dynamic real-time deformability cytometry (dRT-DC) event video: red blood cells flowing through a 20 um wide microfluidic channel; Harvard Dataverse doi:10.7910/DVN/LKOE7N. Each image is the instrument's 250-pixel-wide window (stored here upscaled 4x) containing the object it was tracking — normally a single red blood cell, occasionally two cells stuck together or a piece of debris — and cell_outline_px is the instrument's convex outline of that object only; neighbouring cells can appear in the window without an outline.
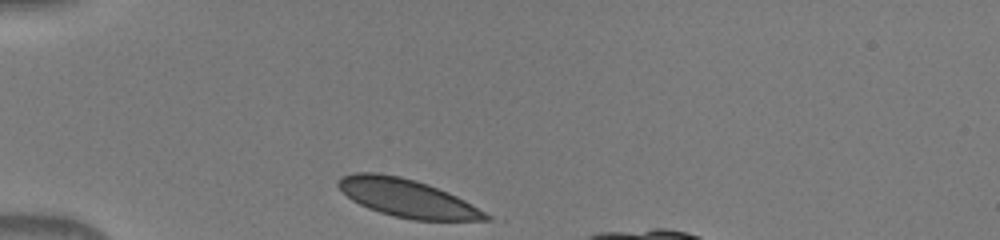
{"species": "human", "species_latin": "Homo sapiens", "temperature_condition": "warm", "stored_images_in_passage": 32, "camera_frame_rate_fps": 3000, "um_per_image_px": 0.085, "donor": {"sex": "male"}, "frame": {"image": 1, "passage_image": 1, "time_ms": 0.0, "image_size_px": [1000, 240], "cell_outline_px": [[492, 220], [412, 220], [380, 212], [368, 208], [352, 200], [336, 184], [336, 180], [340, 176], [356, 172], [380, 172], [400, 176], [416, 180], [428, 184], [448, 192], [464, 200], [492, 216]], "centroid_in_image_um": [34.59, 16.82], "position_along_channel_um": 50.4, "area_um2": 32.6}}
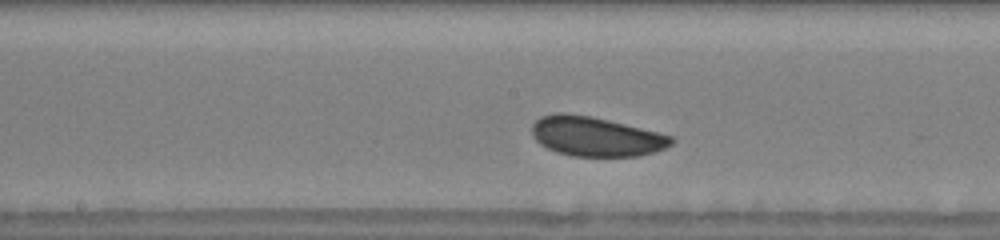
{"frame": {"image": 2, "passage_image": 14, "time_ms": 4.333, "image_size_px": [1000, 240], "cell_outline_px": [[676, 140], [672, 144], [664, 148], [640, 156], [572, 156], [556, 152], [540, 144], [532, 136], [532, 124], [540, 116], [556, 112], [564, 112], [592, 116], [672, 136]], "centroid_in_image_um": [50.6, 11.59], "position_along_channel_um": 197.6, "area_um2": 32.08}}
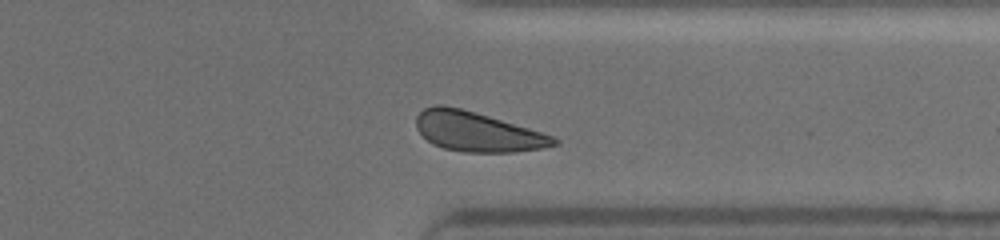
{"frame": {"image": 3, "passage_image": 27, "time_ms": 8.667, "image_size_px": [1000, 240], "cell_outline_px": [[560, 144], [544, 148], [512, 152], [464, 152], [444, 148], [432, 144], [416, 128], [416, 116], [424, 108], [436, 104], [444, 104], [460, 108], [488, 116], [528, 128], [552, 136], [560, 140]], "centroid_in_image_um": [40.56, 11.2], "position_along_channel_um": 370.8, "area_um2": 31.62}}